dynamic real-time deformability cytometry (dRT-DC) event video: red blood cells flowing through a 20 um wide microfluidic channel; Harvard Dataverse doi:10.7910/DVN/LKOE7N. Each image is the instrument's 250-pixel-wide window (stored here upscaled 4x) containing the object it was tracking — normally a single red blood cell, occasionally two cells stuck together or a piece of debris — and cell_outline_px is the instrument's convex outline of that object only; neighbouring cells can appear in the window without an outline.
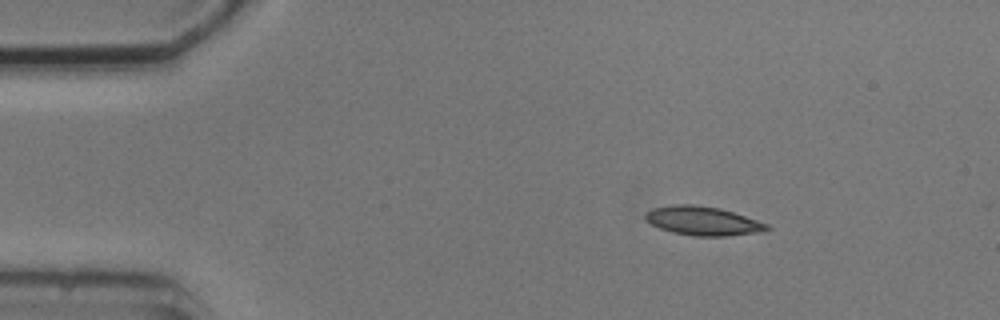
{"species": "common noctule bat (a hibernating species)", "species_latin": "Nyctalus noctula", "temperature_condition": "cold", "stored_images_in_passage": 4, "camera_frame_rate_fps": 3000, "um_per_image_px": 0.085, "animal": {"sex": "male", "body_mass_g": 20.5, "forearm_length_mm": 52.5}, "frame": {"image": 1, "passage_image": 2, "time_ms": 1.333, "image_size_px": [1000, 320], "cell_outline_px": [[772, 228], [764, 232], [728, 236], [696, 236], [672, 232], [660, 228], [644, 220], [644, 216], [652, 208], [676, 204], [692, 204], [720, 208], [768, 224]], "centroid_in_image_um": [59.76, 18.78], "position_along_channel_um": 25.2, "area_um2": 20.46}}